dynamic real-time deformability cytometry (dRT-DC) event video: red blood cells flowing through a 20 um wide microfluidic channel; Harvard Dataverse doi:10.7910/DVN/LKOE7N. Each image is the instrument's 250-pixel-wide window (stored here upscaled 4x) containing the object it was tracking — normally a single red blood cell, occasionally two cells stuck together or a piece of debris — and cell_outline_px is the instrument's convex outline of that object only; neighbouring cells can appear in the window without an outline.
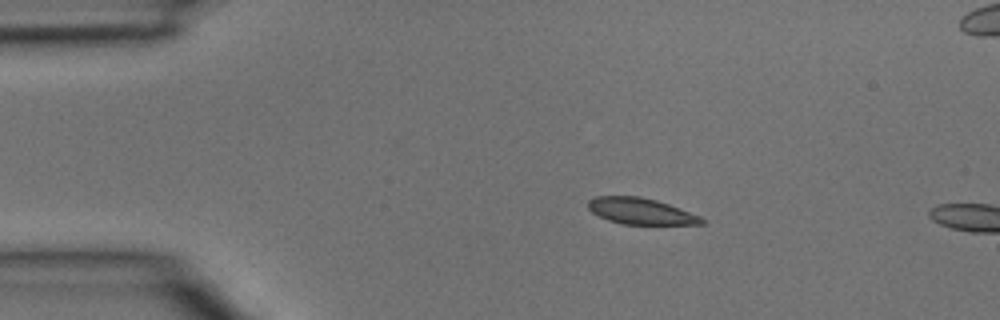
{"species": "common noctule bat (a hibernating species)", "species_latin": "Nyctalus noctula", "temperature_condition": "room temperature", "stored_images_in_passage": 4, "camera_frame_rate_fps": 3000, "um_per_image_px": 0.085, "animal": {"sex": "male", "body_mass_g": 15.6}, "frame": {"image": 1, "passage_image": 1, "time_ms": 0.0, "image_size_px": [1000, 320], "cell_outline_px": [[704, 224], [624, 224], [608, 220], [592, 212], [588, 208], [588, 200], [596, 196], [640, 196], [656, 200], [680, 208], [700, 216], [704, 220]], "centroid_in_image_um": [54.45, 17.94], "position_along_channel_um": 30.6, "area_um2": 17.22}}